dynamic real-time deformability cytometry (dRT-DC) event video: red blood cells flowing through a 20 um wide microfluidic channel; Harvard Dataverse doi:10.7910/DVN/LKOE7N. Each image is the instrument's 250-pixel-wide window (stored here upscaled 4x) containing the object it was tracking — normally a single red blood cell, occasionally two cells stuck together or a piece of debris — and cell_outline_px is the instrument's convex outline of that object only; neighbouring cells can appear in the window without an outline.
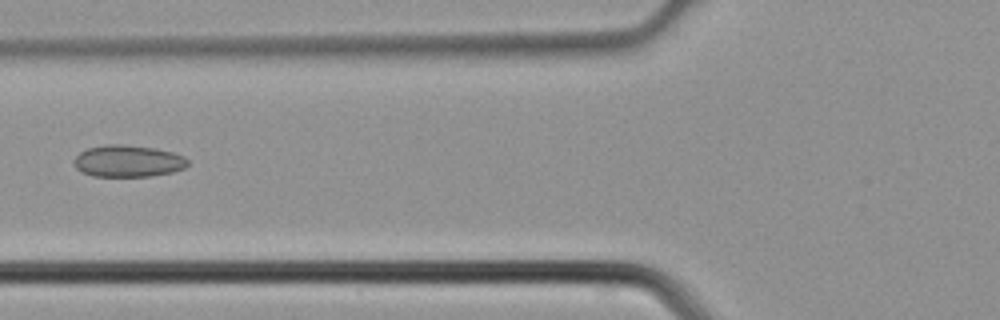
{"species": "common noctule bat (a hibernating species)", "species_latin": "Nyctalus noctula", "temperature_condition": "cold", "stored_images_in_passage": 6, "camera_frame_rate_fps": 3000, "um_per_image_px": 0.085, "animal": {"sex": "male", "body_mass_g": 21.5, "forearm_length_mm": 52.0}, "frame": {"image": 1, "passage_image": 6, "time_ms": 1.667, "image_size_px": [1000, 320], "cell_outline_px": [[188, 164], [184, 168], [172, 172], [148, 176], [92, 176], [80, 172], [76, 168], [76, 156], [80, 152], [88, 148], [104, 144], [120, 144], [156, 148], [172, 152], [184, 156], [188, 160]], "centroid_in_image_um": [10.88, 13.68], "position_along_channel_um": 114.9, "area_um2": 21.04}}